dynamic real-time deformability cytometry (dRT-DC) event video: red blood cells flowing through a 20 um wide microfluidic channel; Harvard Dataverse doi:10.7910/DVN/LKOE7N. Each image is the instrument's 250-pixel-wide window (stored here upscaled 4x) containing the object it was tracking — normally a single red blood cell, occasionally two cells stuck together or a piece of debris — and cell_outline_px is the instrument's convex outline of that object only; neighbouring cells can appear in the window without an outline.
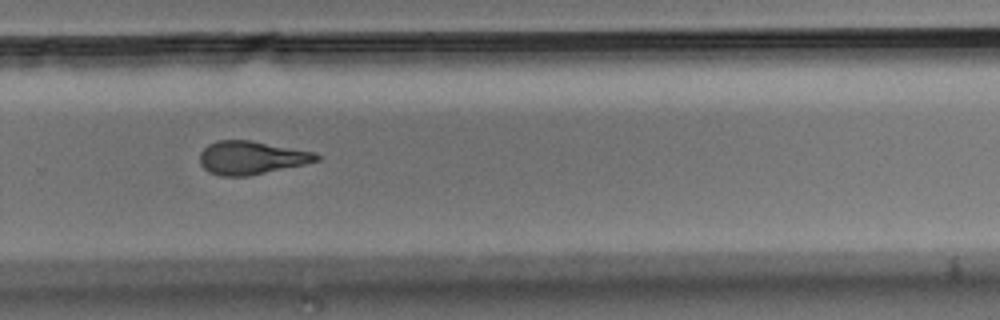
{"species": "Egyptian fruit bat (a non-hibernating species)", "species_latin": "Rousettus aegyptiacus", "temperature_condition": "room temperature", "stored_images_in_passage": 16, "camera_frame_rate_fps": 3000, "um_per_image_px": 0.085, "animal": {"sex": "male"}, "frame": {"image": 1, "passage_image": 10, "time_ms": 3.0, "image_size_px": [1000, 320], "cell_outline_px": [[320, 160], [304, 164], [248, 176], [220, 176], [208, 172], [200, 164], [200, 152], [208, 144], [216, 140], [252, 140], [316, 152], [320, 156]], "centroid_in_image_um": [21.36, 13.39], "position_along_channel_um": 308.4, "area_um2": 22.77}}